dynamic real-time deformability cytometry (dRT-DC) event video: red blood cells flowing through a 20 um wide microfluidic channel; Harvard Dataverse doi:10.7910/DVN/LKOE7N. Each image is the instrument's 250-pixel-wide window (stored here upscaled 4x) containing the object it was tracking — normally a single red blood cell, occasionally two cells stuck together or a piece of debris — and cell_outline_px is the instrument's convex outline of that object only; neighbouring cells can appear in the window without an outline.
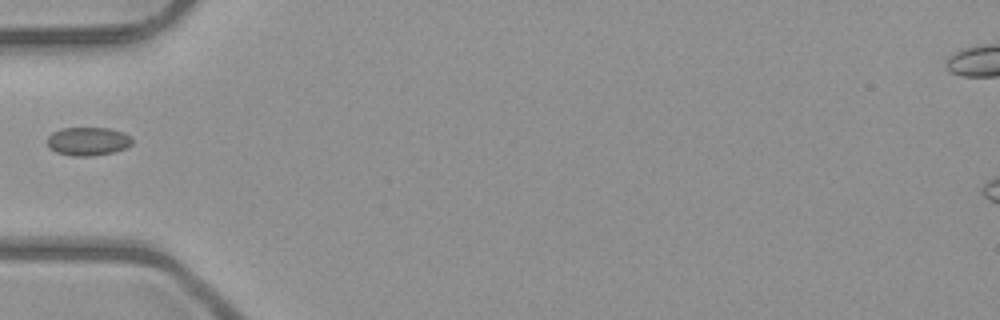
{"species": "common noctule bat (a hibernating species)", "species_latin": "Nyctalus noctula", "temperature_condition": "room temperature", "stored_images_in_passage": 3, "camera_frame_rate_fps": 3000, "um_per_image_px": 0.085, "animal": {"sex": "male", "body_mass_g": 23.1, "forearm_length_mm": 52.7}, "frame": {"image": 1, "passage_image": 1, "time_ms": 0.0, "image_size_px": [1000, 320], "cell_outline_px": [[132, 144], [124, 148], [112, 152], [92, 156], [72, 156], [56, 152], [48, 148], [48, 136], [52, 132], [60, 128], [108, 128], [124, 132], [132, 136]], "centroid_in_image_um": [7.47, 12.0], "position_along_channel_um": 77.5, "area_um2": 14.16}}
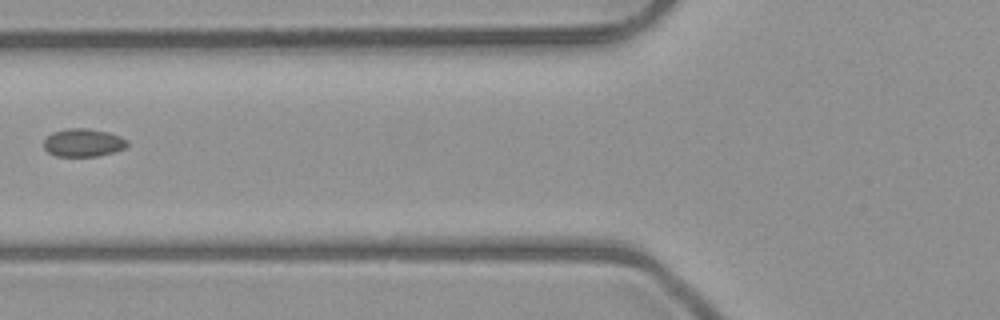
{"frame": {"image": 2, "passage_image": 2, "time_ms": 1.0, "image_size_px": [1000, 320], "cell_outline_px": [[128, 144], [124, 148], [112, 152], [96, 156], [56, 156], [48, 152], [44, 148], [44, 140], [52, 132], [68, 128], [88, 128], [108, 132], [120, 136], [128, 140]], "centroid_in_image_um": [7.06, 12.12], "position_along_channel_um": 118.7, "area_um2": 13.58}}
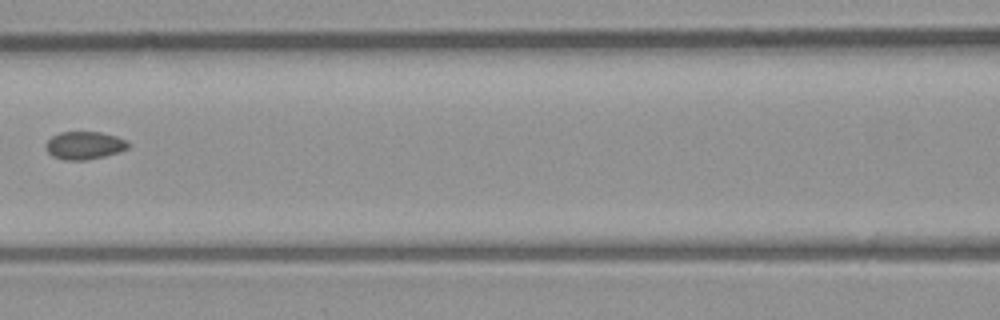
{"frame": {"image": 3, "passage_image": 3, "time_ms": 2.0, "image_size_px": [1000, 320], "cell_outline_px": [[128, 148], [120, 152], [104, 156], [84, 160], [64, 160], [52, 156], [48, 152], [48, 140], [52, 136], [60, 132], [100, 132], [116, 136], [128, 140]], "centroid_in_image_um": [7.21, 12.36], "position_along_channel_um": 159.4, "area_um2": 13.24}}